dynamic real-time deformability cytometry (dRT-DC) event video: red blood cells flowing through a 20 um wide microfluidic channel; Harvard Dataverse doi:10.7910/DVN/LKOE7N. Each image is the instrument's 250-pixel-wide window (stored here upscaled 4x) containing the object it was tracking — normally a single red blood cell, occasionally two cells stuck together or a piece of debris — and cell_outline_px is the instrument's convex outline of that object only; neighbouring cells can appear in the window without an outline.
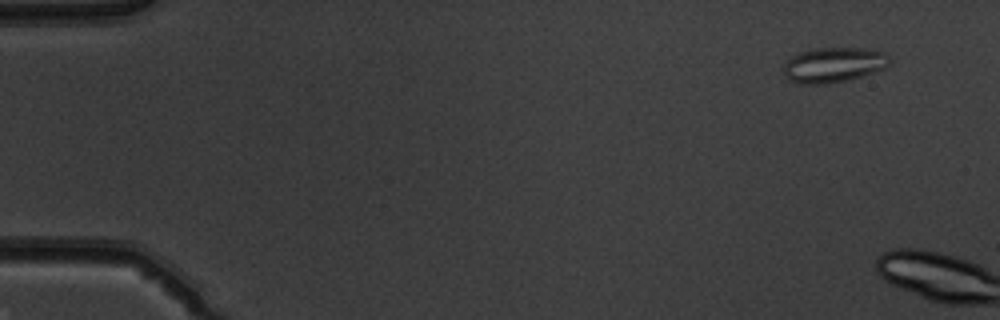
{"species": "common noctule bat (a hibernating species)", "species_latin": "Nyctalus noctula", "temperature_condition": "warm", "stored_images_in_passage": 3, "camera_frame_rate_fps": 3000, "um_per_image_px": 0.085, "animal": {"sex": "male", "body_mass_g": 19.5, "forearm_length_mm": 54.6}, "frame": {"image": 1, "passage_image": 1, "time_ms": 0.0, "image_size_px": [1000, 320], "cell_outline_px": [[892, 60], [884, 68], [848, 80], [828, 84], [800, 84], [788, 80], [784, 76], [784, 64], [792, 56], [800, 52], [816, 48], [860, 48], [884, 52]], "centroid_in_image_um": [70.82, 5.52], "position_along_channel_um": 14.2, "area_um2": 21.62}}